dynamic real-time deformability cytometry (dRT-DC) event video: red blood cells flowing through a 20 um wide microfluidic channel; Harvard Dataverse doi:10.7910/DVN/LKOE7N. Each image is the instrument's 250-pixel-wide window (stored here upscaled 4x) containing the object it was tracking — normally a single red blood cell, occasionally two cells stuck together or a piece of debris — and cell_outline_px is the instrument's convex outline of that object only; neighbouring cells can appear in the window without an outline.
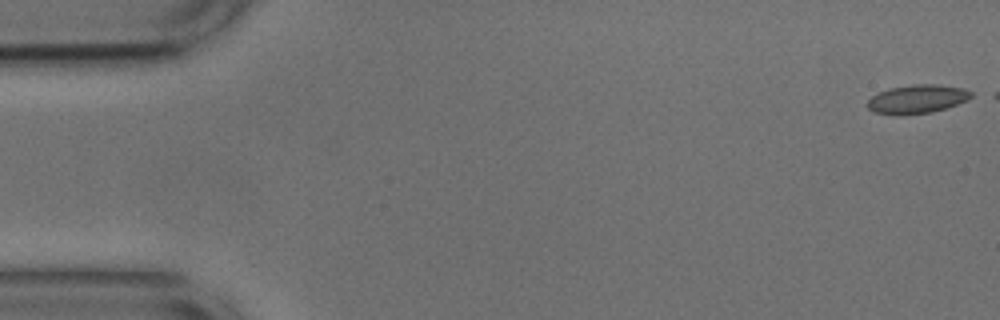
{"species": "common noctule bat (a hibernating species)", "species_latin": "Nyctalus noctula", "temperature_condition": "cold", "stored_images_in_passage": 4, "camera_frame_rate_fps": 3000, "um_per_image_px": 0.085, "animal": {"sex": "male", "body_mass_g": 17.9, "forearm_length_mm": 54.2}, "frame": {"image": 1, "passage_image": 1, "time_ms": 0.0, "image_size_px": [1000, 320], "cell_outline_px": [[976, 96], [968, 100], [932, 112], [872, 112], [868, 108], [868, 100], [872, 96], [888, 88], [912, 84], [936, 84], [964, 88], [972, 92]], "centroid_in_image_um": [78.04, 8.36], "position_along_channel_um": 7.0, "area_um2": 16.7}}